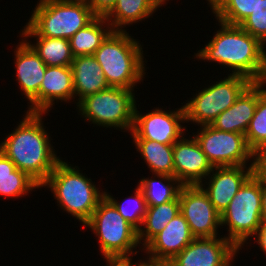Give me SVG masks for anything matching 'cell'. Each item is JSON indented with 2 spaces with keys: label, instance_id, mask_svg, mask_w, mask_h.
<instances>
[{
  "label": "cell",
  "instance_id": "cell-4",
  "mask_svg": "<svg viewBox=\"0 0 266 266\" xmlns=\"http://www.w3.org/2000/svg\"><path fill=\"white\" fill-rule=\"evenodd\" d=\"M20 36L70 39L97 15L86 0H39Z\"/></svg>",
  "mask_w": 266,
  "mask_h": 266
},
{
  "label": "cell",
  "instance_id": "cell-14",
  "mask_svg": "<svg viewBox=\"0 0 266 266\" xmlns=\"http://www.w3.org/2000/svg\"><path fill=\"white\" fill-rule=\"evenodd\" d=\"M252 165L213 167L199 186L207 194L215 209L222 214L242 185L253 175ZM246 169V170H245ZM215 171V172H214ZM205 185H207L205 187Z\"/></svg>",
  "mask_w": 266,
  "mask_h": 266
},
{
  "label": "cell",
  "instance_id": "cell-30",
  "mask_svg": "<svg viewBox=\"0 0 266 266\" xmlns=\"http://www.w3.org/2000/svg\"><path fill=\"white\" fill-rule=\"evenodd\" d=\"M245 138L252 151L266 145V90L258 97L257 107L248 125Z\"/></svg>",
  "mask_w": 266,
  "mask_h": 266
},
{
  "label": "cell",
  "instance_id": "cell-19",
  "mask_svg": "<svg viewBox=\"0 0 266 266\" xmlns=\"http://www.w3.org/2000/svg\"><path fill=\"white\" fill-rule=\"evenodd\" d=\"M74 98L71 66H47L39 90V112L48 113L55 100L69 102Z\"/></svg>",
  "mask_w": 266,
  "mask_h": 266
},
{
  "label": "cell",
  "instance_id": "cell-15",
  "mask_svg": "<svg viewBox=\"0 0 266 266\" xmlns=\"http://www.w3.org/2000/svg\"><path fill=\"white\" fill-rule=\"evenodd\" d=\"M19 43L14 51L17 82L31 103L27 112H39V90L47 66L25 39Z\"/></svg>",
  "mask_w": 266,
  "mask_h": 266
},
{
  "label": "cell",
  "instance_id": "cell-6",
  "mask_svg": "<svg viewBox=\"0 0 266 266\" xmlns=\"http://www.w3.org/2000/svg\"><path fill=\"white\" fill-rule=\"evenodd\" d=\"M98 237L99 247L106 261L131 260L139 251L138 230L126 221L104 196L90 219L84 224Z\"/></svg>",
  "mask_w": 266,
  "mask_h": 266
},
{
  "label": "cell",
  "instance_id": "cell-1",
  "mask_svg": "<svg viewBox=\"0 0 266 266\" xmlns=\"http://www.w3.org/2000/svg\"><path fill=\"white\" fill-rule=\"evenodd\" d=\"M43 114L47 113L26 112L16 129L0 143V151L40 186L61 160L42 123Z\"/></svg>",
  "mask_w": 266,
  "mask_h": 266
},
{
  "label": "cell",
  "instance_id": "cell-27",
  "mask_svg": "<svg viewBox=\"0 0 266 266\" xmlns=\"http://www.w3.org/2000/svg\"><path fill=\"white\" fill-rule=\"evenodd\" d=\"M25 39L36 37V44L25 40L39 55L46 66H71L74 56L70 42L65 38H49L44 36H23Z\"/></svg>",
  "mask_w": 266,
  "mask_h": 266
},
{
  "label": "cell",
  "instance_id": "cell-20",
  "mask_svg": "<svg viewBox=\"0 0 266 266\" xmlns=\"http://www.w3.org/2000/svg\"><path fill=\"white\" fill-rule=\"evenodd\" d=\"M74 96L77 104L85 97L109 88L103 70L94 55L74 57L71 63Z\"/></svg>",
  "mask_w": 266,
  "mask_h": 266
},
{
  "label": "cell",
  "instance_id": "cell-13",
  "mask_svg": "<svg viewBox=\"0 0 266 266\" xmlns=\"http://www.w3.org/2000/svg\"><path fill=\"white\" fill-rule=\"evenodd\" d=\"M238 251L225 236L194 238L173 261L176 266H231Z\"/></svg>",
  "mask_w": 266,
  "mask_h": 266
},
{
  "label": "cell",
  "instance_id": "cell-2",
  "mask_svg": "<svg viewBox=\"0 0 266 266\" xmlns=\"http://www.w3.org/2000/svg\"><path fill=\"white\" fill-rule=\"evenodd\" d=\"M218 22L221 29L195 54L196 58L226 65L232 75L261 82L266 69V47L239 25Z\"/></svg>",
  "mask_w": 266,
  "mask_h": 266
},
{
  "label": "cell",
  "instance_id": "cell-5",
  "mask_svg": "<svg viewBox=\"0 0 266 266\" xmlns=\"http://www.w3.org/2000/svg\"><path fill=\"white\" fill-rule=\"evenodd\" d=\"M76 167L60 160L41 188L51 189L57 205L84 225L104 197V191L100 192L101 189Z\"/></svg>",
  "mask_w": 266,
  "mask_h": 266
},
{
  "label": "cell",
  "instance_id": "cell-21",
  "mask_svg": "<svg viewBox=\"0 0 266 266\" xmlns=\"http://www.w3.org/2000/svg\"><path fill=\"white\" fill-rule=\"evenodd\" d=\"M159 5L154 0H116L113 8L104 16L113 31H125L132 25L152 16Z\"/></svg>",
  "mask_w": 266,
  "mask_h": 266
},
{
  "label": "cell",
  "instance_id": "cell-12",
  "mask_svg": "<svg viewBox=\"0 0 266 266\" xmlns=\"http://www.w3.org/2000/svg\"><path fill=\"white\" fill-rule=\"evenodd\" d=\"M152 110L141 114L135 108L131 138L174 144L185 135L186 128L181 125V122H186L184 106L169 112L157 107Z\"/></svg>",
  "mask_w": 266,
  "mask_h": 266
},
{
  "label": "cell",
  "instance_id": "cell-26",
  "mask_svg": "<svg viewBox=\"0 0 266 266\" xmlns=\"http://www.w3.org/2000/svg\"><path fill=\"white\" fill-rule=\"evenodd\" d=\"M156 176L158 180L157 178L155 179ZM153 178L143 177L138 182V186L144 193L147 206L167 203L178 197L180 189L183 186L178 179L166 174H155Z\"/></svg>",
  "mask_w": 266,
  "mask_h": 266
},
{
  "label": "cell",
  "instance_id": "cell-22",
  "mask_svg": "<svg viewBox=\"0 0 266 266\" xmlns=\"http://www.w3.org/2000/svg\"><path fill=\"white\" fill-rule=\"evenodd\" d=\"M41 186L0 151V196L19 198Z\"/></svg>",
  "mask_w": 266,
  "mask_h": 266
},
{
  "label": "cell",
  "instance_id": "cell-35",
  "mask_svg": "<svg viewBox=\"0 0 266 266\" xmlns=\"http://www.w3.org/2000/svg\"><path fill=\"white\" fill-rule=\"evenodd\" d=\"M254 240L259 244L260 249L266 253V222L261 221L259 230L254 236Z\"/></svg>",
  "mask_w": 266,
  "mask_h": 266
},
{
  "label": "cell",
  "instance_id": "cell-25",
  "mask_svg": "<svg viewBox=\"0 0 266 266\" xmlns=\"http://www.w3.org/2000/svg\"><path fill=\"white\" fill-rule=\"evenodd\" d=\"M152 174H166L174 177L173 144H162L146 139H133Z\"/></svg>",
  "mask_w": 266,
  "mask_h": 266
},
{
  "label": "cell",
  "instance_id": "cell-31",
  "mask_svg": "<svg viewBox=\"0 0 266 266\" xmlns=\"http://www.w3.org/2000/svg\"><path fill=\"white\" fill-rule=\"evenodd\" d=\"M239 26L266 46V0H260L254 11Z\"/></svg>",
  "mask_w": 266,
  "mask_h": 266
},
{
  "label": "cell",
  "instance_id": "cell-36",
  "mask_svg": "<svg viewBox=\"0 0 266 266\" xmlns=\"http://www.w3.org/2000/svg\"><path fill=\"white\" fill-rule=\"evenodd\" d=\"M262 194V221L266 222V183L261 182Z\"/></svg>",
  "mask_w": 266,
  "mask_h": 266
},
{
  "label": "cell",
  "instance_id": "cell-8",
  "mask_svg": "<svg viewBox=\"0 0 266 266\" xmlns=\"http://www.w3.org/2000/svg\"><path fill=\"white\" fill-rule=\"evenodd\" d=\"M134 89L109 87L82 99L77 105L82 117L97 126L132 131L136 100Z\"/></svg>",
  "mask_w": 266,
  "mask_h": 266
},
{
  "label": "cell",
  "instance_id": "cell-24",
  "mask_svg": "<svg viewBox=\"0 0 266 266\" xmlns=\"http://www.w3.org/2000/svg\"><path fill=\"white\" fill-rule=\"evenodd\" d=\"M112 31L111 25L106 18L97 16L91 23L77 31L69 39L72 55L74 57L94 55L95 51Z\"/></svg>",
  "mask_w": 266,
  "mask_h": 266
},
{
  "label": "cell",
  "instance_id": "cell-16",
  "mask_svg": "<svg viewBox=\"0 0 266 266\" xmlns=\"http://www.w3.org/2000/svg\"><path fill=\"white\" fill-rule=\"evenodd\" d=\"M181 137L173 144L174 177L183 185H199L213 167L196 138Z\"/></svg>",
  "mask_w": 266,
  "mask_h": 266
},
{
  "label": "cell",
  "instance_id": "cell-23",
  "mask_svg": "<svg viewBox=\"0 0 266 266\" xmlns=\"http://www.w3.org/2000/svg\"><path fill=\"white\" fill-rule=\"evenodd\" d=\"M180 213L179 196L167 203L147 206L141 228L138 229V240L145 247L165 226ZM144 228H143V227ZM142 241V242H141Z\"/></svg>",
  "mask_w": 266,
  "mask_h": 266
},
{
  "label": "cell",
  "instance_id": "cell-33",
  "mask_svg": "<svg viewBox=\"0 0 266 266\" xmlns=\"http://www.w3.org/2000/svg\"><path fill=\"white\" fill-rule=\"evenodd\" d=\"M97 16H105L114 6L116 0H86Z\"/></svg>",
  "mask_w": 266,
  "mask_h": 266
},
{
  "label": "cell",
  "instance_id": "cell-29",
  "mask_svg": "<svg viewBox=\"0 0 266 266\" xmlns=\"http://www.w3.org/2000/svg\"><path fill=\"white\" fill-rule=\"evenodd\" d=\"M104 196L114 205L116 210L137 230L141 228L144 216L147 211V204L142 189L137 185L134 197L125 198L123 203L118 202L113 196L104 191ZM127 203L129 206H127ZM132 205V206H130ZM128 207V208H127Z\"/></svg>",
  "mask_w": 266,
  "mask_h": 266
},
{
  "label": "cell",
  "instance_id": "cell-3",
  "mask_svg": "<svg viewBox=\"0 0 266 266\" xmlns=\"http://www.w3.org/2000/svg\"><path fill=\"white\" fill-rule=\"evenodd\" d=\"M125 31H112L94 57L103 70L109 87L134 89L145 75L143 48Z\"/></svg>",
  "mask_w": 266,
  "mask_h": 266
},
{
  "label": "cell",
  "instance_id": "cell-28",
  "mask_svg": "<svg viewBox=\"0 0 266 266\" xmlns=\"http://www.w3.org/2000/svg\"><path fill=\"white\" fill-rule=\"evenodd\" d=\"M218 21L240 25L254 11L260 0H207Z\"/></svg>",
  "mask_w": 266,
  "mask_h": 266
},
{
  "label": "cell",
  "instance_id": "cell-34",
  "mask_svg": "<svg viewBox=\"0 0 266 266\" xmlns=\"http://www.w3.org/2000/svg\"><path fill=\"white\" fill-rule=\"evenodd\" d=\"M149 257V258H148ZM148 260H140L138 261V266H176L173 259H165V258H154L147 255Z\"/></svg>",
  "mask_w": 266,
  "mask_h": 266
},
{
  "label": "cell",
  "instance_id": "cell-32",
  "mask_svg": "<svg viewBox=\"0 0 266 266\" xmlns=\"http://www.w3.org/2000/svg\"><path fill=\"white\" fill-rule=\"evenodd\" d=\"M252 159L253 175L261 182L266 183V145H262L253 151Z\"/></svg>",
  "mask_w": 266,
  "mask_h": 266
},
{
  "label": "cell",
  "instance_id": "cell-38",
  "mask_svg": "<svg viewBox=\"0 0 266 266\" xmlns=\"http://www.w3.org/2000/svg\"><path fill=\"white\" fill-rule=\"evenodd\" d=\"M106 266H120V261H106Z\"/></svg>",
  "mask_w": 266,
  "mask_h": 266
},
{
  "label": "cell",
  "instance_id": "cell-40",
  "mask_svg": "<svg viewBox=\"0 0 266 266\" xmlns=\"http://www.w3.org/2000/svg\"><path fill=\"white\" fill-rule=\"evenodd\" d=\"M261 83H262L263 85H266V69H265V74H264V77H263Z\"/></svg>",
  "mask_w": 266,
  "mask_h": 266
},
{
  "label": "cell",
  "instance_id": "cell-7",
  "mask_svg": "<svg viewBox=\"0 0 266 266\" xmlns=\"http://www.w3.org/2000/svg\"><path fill=\"white\" fill-rule=\"evenodd\" d=\"M261 221V181L252 175L222 212L221 226H228L225 237L240 251L250 237L256 236Z\"/></svg>",
  "mask_w": 266,
  "mask_h": 266
},
{
  "label": "cell",
  "instance_id": "cell-10",
  "mask_svg": "<svg viewBox=\"0 0 266 266\" xmlns=\"http://www.w3.org/2000/svg\"><path fill=\"white\" fill-rule=\"evenodd\" d=\"M200 128L193 136L212 167L246 166L253 160L244 134L221 131L211 124Z\"/></svg>",
  "mask_w": 266,
  "mask_h": 266
},
{
  "label": "cell",
  "instance_id": "cell-37",
  "mask_svg": "<svg viewBox=\"0 0 266 266\" xmlns=\"http://www.w3.org/2000/svg\"><path fill=\"white\" fill-rule=\"evenodd\" d=\"M120 266H138L137 263L133 264L131 260L120 261Z\"/></svg>",
  "mask_w": 266,
  "mask_h": 266
},
{
  "label": "cell",
  "instance_id": "cell-9",
  "mask_svg": "<svg viewBox=\"0 0 266 266\" xmlns=\"http://www.w3.org/2000/svg\"><path fill=\"white\" fill-rule=\"evenodd\" d=\"M252 83L241 75L228 76L205 87L185 103L186 122L210 125L217 116L232 106L241 93Z\"/></svg>",
  "mask_w": 266,
  "mask_h": 266
},
{
  "label": "cell",
  "instance_id": "cell-17",
  "mask_svg": "<svg viewBox=\"0 0 266 266\" xmlns=\"http://www.w3.org/2000/svg\"><path fill=\"white\" fill-rule=\"evenodd\" d=\"M261 82H252L227 110L220 113L211 125L221 131L246 134L254 116L258 97L266 90Z\"/></svg>",
  "mask_w": 266,
  "mask_h": 266
},
{
  "label": "cell",
  "instance_id": "cell-39",
  "mask_svg": "<svg viewBox=\"0 0 266 266\" xmlns=\"http://www.w3.org/2000/svg\"><path fill=\"white\" fill-rule=\"evenodd\" d=\"M159 6H162V5H164V4H166V3H164V2H166V1H169V0H154Z\"/></svg>",
  "mask_w": 266,
  "mask_h": 266
},
{
  "label": "cell",
  "instance_id": "cell-11",
  "mask_svg": "<svg viewBox=\"0 0 266 266\" xmlns=\"http://www.w3.org/2000/svg\"><path fill=\"white\" fill-rule=\"evenodd\" d=\"M180 213L195 238L217 237L221 214L199 185H183L179 192Z\"/></svg>",
  "mask_w": 266,
  "mask_h": 266
},
{
  "label": "cell",
  "instance_id": "cell-18",
  "mask_svg": "<svg viewBox=\"0 0 266 266\" xmlns=\"http://www.w3.org/2000/svg\"><path fill=\"white\" fill-rule=\"evenodd\" d=\"M194 238L186 219L179 213L143 248V251L154 258L173 259Z\"/></svg>",
  "mask_w": 266,
  "mask_h": 266
}]
</instances>
